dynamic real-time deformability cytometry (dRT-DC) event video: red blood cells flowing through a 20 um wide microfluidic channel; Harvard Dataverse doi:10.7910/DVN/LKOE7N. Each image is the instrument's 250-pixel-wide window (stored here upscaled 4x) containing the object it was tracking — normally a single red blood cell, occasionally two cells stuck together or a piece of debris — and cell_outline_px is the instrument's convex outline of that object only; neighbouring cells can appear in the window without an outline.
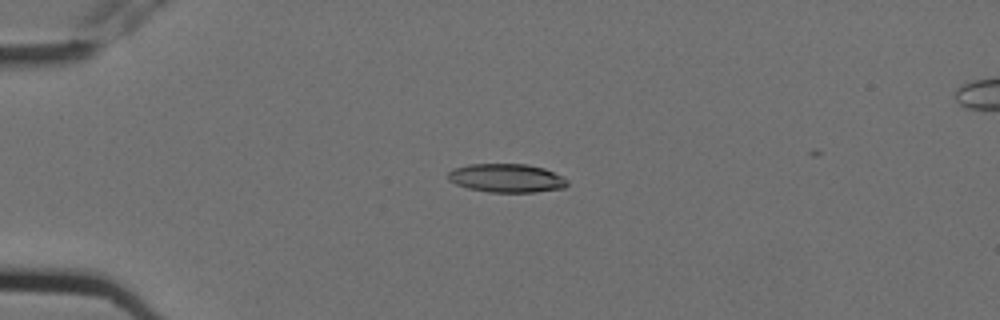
{"species": "Egyptian fruit bat (a non-hibernating species)", "species_latin": "Rousettus aegyptiacus", "temperature_condition": "cold", "stored_images_in_passage": 4, "camera_frame_rate_fps": 3000, "um_per_image_px": 0.085, "animal": {"sex": "female"}, "frame": {"image": 1, "passage_image": 4, "time_ms": 1.0, "image_size_px": [1000, 320], "cell_outline_px": [[568, 184], [564, 188], [536, 192], [488, 192], [468, 188], [456, 184], [448, 180], [448, 172], [452, 168], [468, 164], [528, 164], [544, 168], [564, 176], [568, 180]], "centroid_in_image_um": [43.07, 15.13], "position_along_channel_um": 41.9, "area_um2": 20.11}}